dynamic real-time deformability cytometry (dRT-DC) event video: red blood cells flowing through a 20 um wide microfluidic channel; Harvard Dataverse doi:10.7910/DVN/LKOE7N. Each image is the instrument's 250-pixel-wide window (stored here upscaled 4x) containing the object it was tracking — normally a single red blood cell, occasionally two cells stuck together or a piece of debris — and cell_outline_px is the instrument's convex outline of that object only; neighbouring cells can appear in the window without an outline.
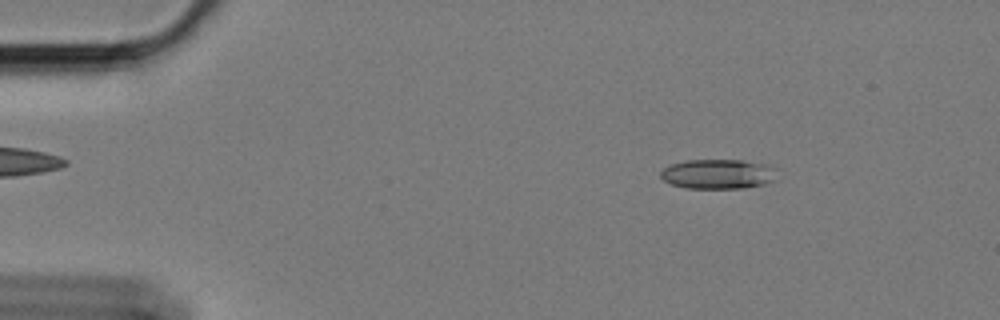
{"species": "Egyptian fruit bat (a non-hibernating species)", "species_latin": "Rousettus aegyptiacus", "temperature_condition": "cold", "stored_images_in_passage": 58, "camera_frame_rate_fps": 3000, "um_per_image_px": 0.085, "animal": {"sex": "female"}, "frame": {"image": 1, "passage_image": 8, "time_ms": 2.333, "image_size_px": [1000, 320], "cell_outline_px": [[776, 180], [764, 184], [744, 188], [688, 188], [672, 184], [664, 180], [660, 176], [660, 172], [664, 168], [672, 164], [684, 160], [740, 160], [768, 164], [776, 168]], "centroid_in_image_um": [61.07, 14.79], "position_along_channel_um": 23.9, "area_um2": 20.23}}
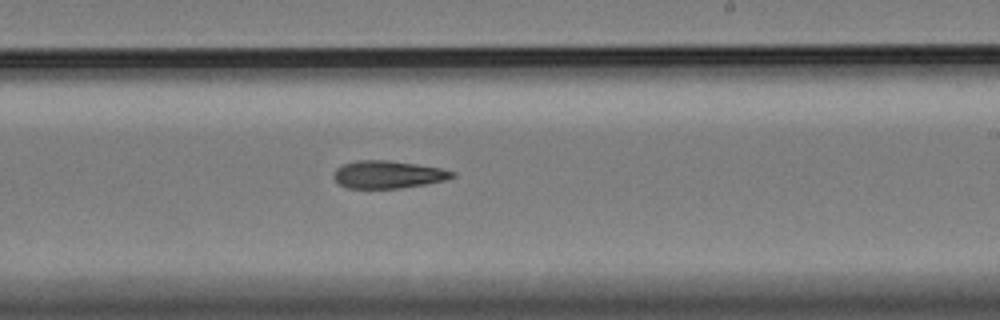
{"frame": {"image": 2, "passage_image": 35, "time_ms": 11.333, "image_size_px": [1000, 320], "cell_outline_px": [[456, 176], [444, 180], [424, 184], [400, 188], [348, 188], [340, 184], [332, 176], [332, 172], [336, 168], [344, 164], [356, 160], [388, 160], [416, 164], [440, 168], [456, 172]], "centroid_in_image_um": [32.95, 14.82], "position_along_channel_um": 256.0, "area_um2": 19.02}}
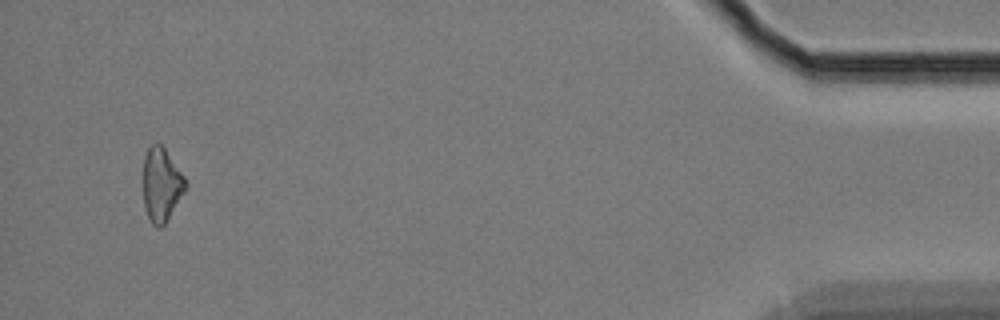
{"frame": {"image": 3, "passage_image": 56, "time_ms": 18.333, "image_size_px": [1000, 320], "cell_outline_px": [[188, 184], [184, 192], [164, 224], [160, 228], [156, 228], [152, 224], [144, 208], [144, 156], [148, 148], [152, 144], [160, 144], [164, 148], [184, 176]], "centroid_in_image_um": [13.72, 15.71], "position_along_channel_um": 421.5, "area_um2": 17.86}}